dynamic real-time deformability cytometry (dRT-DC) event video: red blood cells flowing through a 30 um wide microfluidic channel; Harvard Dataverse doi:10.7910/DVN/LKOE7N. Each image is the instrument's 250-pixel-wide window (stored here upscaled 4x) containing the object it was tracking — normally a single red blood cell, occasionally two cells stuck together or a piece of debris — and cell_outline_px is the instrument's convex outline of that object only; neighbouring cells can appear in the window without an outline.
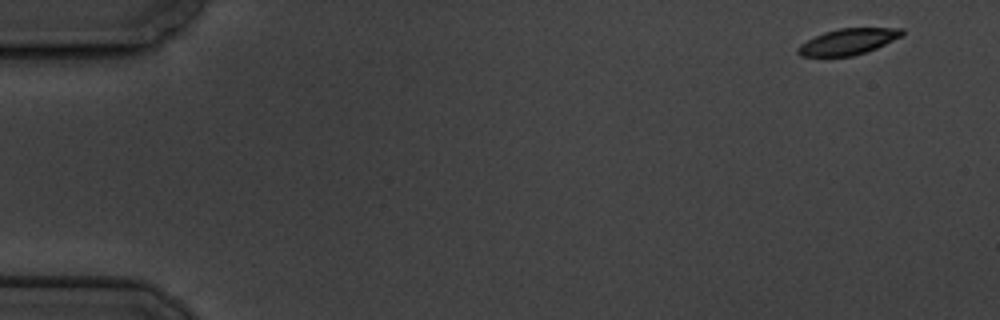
{"species": "common noctule bat (a hibernating species)", "species_latin": "Nyctalus noctula", "temperature_condition": "cold", "stored_images_in_passage": 6, "segment_of_instrument_passage": [2, 2], "camera_frame_rate_fps": 3000, "um_per_image_px": 0.085, "animal": {"sex": "male", "body_mass_g": 19.5, "forearm_length_mm": 54.6}, "frame": {"image": 1, "passage_image": 6, "time_ms": 6.667, "image_size_px": [1000, 320], "cell_outline_px": [[904, 32], [900, 36], [876, 48], [852, 56], [800, 56], [796, 52], [796, 48], [800, 44], [824, 32], [840, 28], [904, 28]], "centroid_in_image_um": [72.05, 3.54], "position_along_channel_um": 13.0, "area_um2": 15.55}}